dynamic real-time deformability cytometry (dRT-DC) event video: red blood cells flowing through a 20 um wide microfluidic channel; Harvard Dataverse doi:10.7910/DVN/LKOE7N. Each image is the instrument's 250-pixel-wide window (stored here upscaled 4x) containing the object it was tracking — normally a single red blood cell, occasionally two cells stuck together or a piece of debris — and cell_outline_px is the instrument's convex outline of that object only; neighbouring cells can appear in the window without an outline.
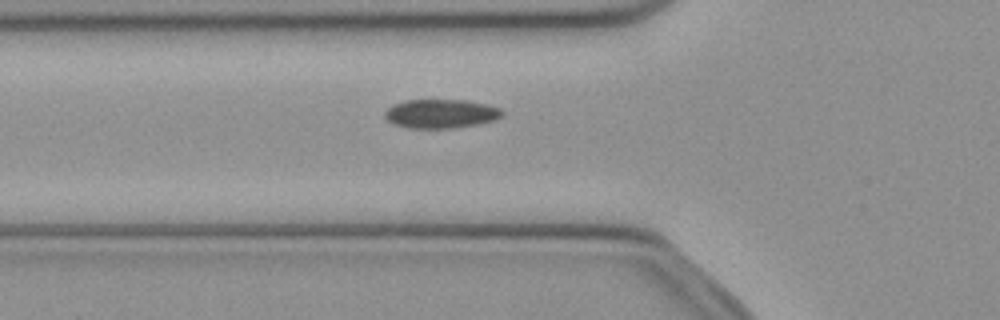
{"species": "common noctule bat (a hibernating species)", "species_latin": "Nyctalus noctula", "temperature_condition": "cold", "stored_images_in_passage": 5, "segment_of_instrument_passage": [2, 2], "camera_frame_rate_fps": 3000, "um_per_image_px": 0.085, "animal": {"sex": "female", "body_mass_g": 21.9}, "frame": {"image": 1, "passage_image": 5, "time_ms": 1.333, "image_size_px": [1000, 320], "cell_outline_px": [[664, 272], [520, 252], [540, 248], [636, 252], [652, 256], [660, 264]], "centroid_in_image_um": [51.33, 21.89], "position_along_channel_um": 74.5, "area_um2": 10.92}}